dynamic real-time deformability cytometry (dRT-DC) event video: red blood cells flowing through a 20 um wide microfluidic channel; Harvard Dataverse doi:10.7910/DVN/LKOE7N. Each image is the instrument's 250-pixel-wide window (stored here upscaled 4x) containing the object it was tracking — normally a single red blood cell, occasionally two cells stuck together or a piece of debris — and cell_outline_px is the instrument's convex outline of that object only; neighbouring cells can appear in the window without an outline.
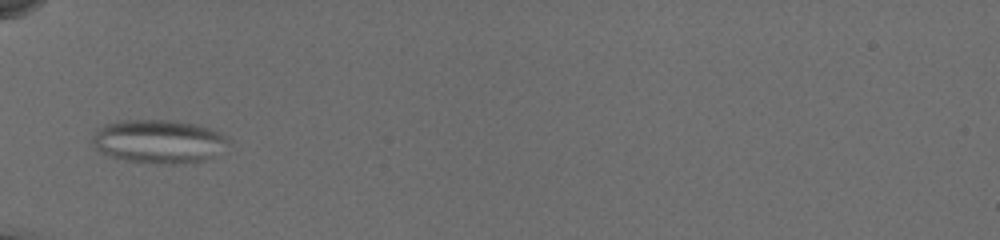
{"species": "common noctule bat (a hibernating species)", "species_latin": "Nyctalus noctula", "temperature_condition": "cold", "stored_images_in_passage": 4, "camera_frame_rate_fps": 3000, "um_per_image_px": 0.085, "animal": {"sex": "female", "body_mass_g": 19.5, "forearm_length_mm": 54.1}, "frame": {"image": 1, "passage_image": 1, "time_ms": 0.0, "image_size_px": [1000, 240], "cell_outline_px": [[228, 140], [212, 156], [204, 160], [180, 164], [160, 164], [128, 160], [112, 156], [100, 152], [92, 144], [92, 140], [96, 132], [104, 124], [120, 120], [172, 120], [192, 124], [208, 128], [224, 136]], "centroid_in_image_um": [13.41, 12.02], "position_along_channel_um": 71.6, "area_um2": 33.7}}